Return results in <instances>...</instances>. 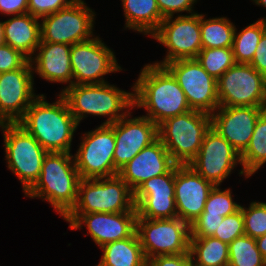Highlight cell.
I'll use <instances>...</instances> for the list:
<instances>
[{
  "instance_id": "cell-46",
  "label": "cell",
  "mask_w": 266,
  "mask_h": 266,
  "mask_svg": "<svg viewBox=\"0 0 266 266\" xmlns=\"http://www.w3.org/2000/svg\"><path fill=\"white\" fill-rule=\"evenodd\" d=\"M261 20L263 21V23L265 25V30H266V18H262Z\"/></svg>"
},
{
  "instance_id": "cell-24",
  "label": "cell",
  "mask_w": 266,
  "mask_h": 266,
  "mask_svg": "<svg viewBox=\"0 0 266 266\" xmlns=\"http://www.w3.org/2000/svg\"><path fill=\"white\" fill-rule=\"evenodd\" d=\"M39 18L30 13L16 15L4 21L5 44L20 51L29 60L41 42Z\"/></svg>"
},
{
  "instance_id": "cell-26",
  "label": "cell",
  "mask_w": 266,
  "mask_h": 266,
  "mask_svg": "<svg viewBox=\"0 0 266 266\" xmlns=\"http://www.w3.org/2000/svg\"><path fill=\"white\" fill-rule=\"evenodd\" d=\"M124 16L126 18L125 28L133 29L152 35L163 21L156 0H121Z\"/></svg>"
},
{
  "instance_id": "cell-13",
  "label": "cell",
  "mask_w": 266,
  "mask_h": 266,
  "mask_svg": "<svg viewBox=\"0 0 266 266\" xmlns=\"http://www.w3.org/2000/svg\"><path fill=\"white\" fill-rule=\"evenodd\" d=\"M185 93L191 110L209 115L219 107L217 80L208 74L197 59H181L164 65Z\"/></svg>"
},
{
  "instance_id": "cell-40",
  "label": "cell",
  "mask_w": 266,
  "mask_h": 266,
  "mask_svg": "<svg viewBox=\"0 0 266 266\" xmlns=\"http://www.w3.org/2000/svg\"><path fill=\"white\" fill-rule=\"evenodd\" d=\"M147 266H194L189 253L160 255L148 259Z\"/></svg>"
},
{
  "instance_id": "cell-28",
  "label": "cell",
  "mask_w": 266,
  "mask_h": 266,
  "mask_svg": "<svg viewBox=\"0 0 266 266\" xmlns=\"http://www.w3.org/2000/svg\"><path fill=\"white\" fill-rule=\"evenodd\" d=\"M240 175L245 178L252 176L266 163V112L263 111L257 119L252 138L247 148L240 154Z\"/></svg>"
},
{
  "instance_id": "cell-22",
  "label": "cell",
  "mask_w": 266,
  "mask_h": 266,
  "mask_svg": "<svg viewBox=\"0 0 266 266\" xmlns=\"http://www.w3.org/2000/svg\"><path fill=\"white\" fill-rule=\"evenodd\" d=\"M175 163L158 138L143 148L118 172V175L134 192L146 180L167 173Z\"/></svg>"
},
{
  "instance_id": "cell-3",
  "label": "cell",
  "mask_w": 266,
  "mask_h": 266,
  "mask_svg": "<svg viewBox=\"0 0 266 266\" xmlns=\"http://www.w3.org/2000/svg\"><path fill=\"white\" fill-rule=\"evenodd\" d=\"M80 179L71 153L48 152L39 179L25 196L46 200L64 218L76 204Z\"/></svg>"
},
{
  "instance_id": "cell-30",
  "label": "cell",
  "mask_w": 266,
  "mask_h": 266,
  "mask_svg": "<svg viewBox=\"0 0 266 266\" xmlns=\"http://www.w3.org/2000/svg\"><path fill=\"white\" fill-rule=\"evenodd\" d=\"M235 28L233 37V54L236 63L250 64L258 43L265 30V25L261 19L250 24L246 28L236 32Z\"/></svg>"
},
{
  "instance_id": "cell-15",
  "label": "cell",
  "mask_w": 266,
  "mask_h": 266,
  "mask_svg": "<svg viewBox=\"0 0 266 266\" xmlns=\"http://www.w3.org/2000/svg\"><path fill=\"white\" fill-rule=\"evenodd\" d=\"M237 163L241 165L240 153L211 127L203 138L198 154L188 165L205 180L220 186Z\"/></svg>"
},
{
  "instance_id": "cell-17",
  "label": "cell",
  "mask_w": 266,
  "mask_h": 266,
  "mask_svg": "<svg viewBox=\"0 0 266 266\" xmlns=\"http://www.w3.org/2000/svg\"><path fill=\"white\" fill-rule=\"evenodd\" d=\"M137 211L121 213H68L64 220L72 230L82 229L85 224L93 241L101 248L103 245L123 240L136 231Z\"/></svg>"
},
{
  "instance_id": "cell-16",
  "label": "cell",
  "mask_w": 266,
  "mask_h": 266,
  "mask_svg": "<svg viewBox=\"0 0 266 266\" xmlns=\"http://www.w3.org/2000/svg\"><path fill=\"white\" fill-rule=\"evenodd\" d=\"M30 60L21 68L0 73V123H17L39 96L33 90Z\"/></svg>"
},
{
  "instance_id": "cell-41",
  "label": "cell",
  "mask_w": 266,
  "mask_h": 266,
  "mask_svg": "<svg viewBox=\"0 0 266 266\" xmlns=\"http://www.w3.org/2000/svg\"><path fill=\"white\" fill-rule=\"evenodd\" d=\"M250 65L266 77V31L258 43Z\"/></svg>"
},
{
  "instance_id": "cell-27",
  "label": "cell",
  "mask_w": 266,
  "mask_h": 266,
  "mask_svg": "<svg viewBox=\"0 0 266 266\" xmlns=\"http://www.w3.org/2000/svg\"><path fill=\"white\" fill-rule=\"evenodd\" d=\"M189 252L194 266L229 265L228 244L213 236L190 237Z\"/></svg>"
},
{
  "instance_id": "cell-21",
  "label": "cell",
  "mask_w": 266,
  "mask_h": 266,
  "mask_svg": "<svg viewBox=\"0 0 266 266\" xmlns=\"http://www.w3.org/2000/svg\"><path fill=\"white\" fill-rule=\"evenodd\" d=\"M263 111L262 107L219 106L211 114V127L241 154L249 145L257 119Z\"/></svg>"
},
{
  "instance_id": "cell-25",
  "label": "cell",
  "mask_w": 266,
  "mask_h": 266,
  "mask_svg": "<svg viewBox=\"0 0 266 266\" xmlns=\"http://www.w3.org/2000/svg\"><path fill=\"white\" fill-rule=\"evenodd\" d=\"M103 255L96 266H147L148 260L136 231L128 238L101 247Z\"/></svg>"
},
{
  "instance_id": "cell-1",
  "label": "cell",
  "mask_w": 266,
  "mask_h": 266,
  "mask_svg": "<svg viewBox=\"0 0 266 266\" xmlns=\"http://www.w3.org/2000/svg\"><path fill=\"white\" fill-rule=\"evenodd\" d=\"M132 90L134 107L145 108V116L156 125L191 110L185 93L165 66L146 64Z\"/></svg>"
},
{
  "instance_id": "cell-23",
  "label": "cell",
  "mask_w": 266,
  "mask_h": 266,
  "mask_svg": "<svg viewBox=\"0 0 266 266\" xmlns=\"http://www.w3.org/2000/svg\"><path fill=\"white\" fill-rule=\"evenodd\" d=\"M39 53L30 59L33 72L49 82L69 83L73 85L70 62L71 45L51 42H40ZM35 64V66H33Z\"/></svg>"
},
{
  "instance_id": "cell-2",
  "label": "cell",
  "mask_w": 266,
  "mask_h": 266,
  "mask_svg": "<svg viewBox=\"0 0 266 266\" xmlns=\"http://www.w3.org/2000/svg\"><path fill=\"white\" fill-rule=\"evenodd\" d=\"M54 103L39 95L17 122L30 133L47 152L70 153L78 123L70 112L66 99L59 94Z\"/></svg>"
},
{
  "instance_id": "cell-39",
  "label": "cell",
  "mask_w": 266,
  "mask_h": 266,
  "mask_svg": "<svg viewBox=\"0 0 266 266\" xmlns=\"http://www.w3.org/2000/svg\"><path fill=\"white\" fill-rule=\"evenodd\" d=\"M160 13L163 18L173 17L175 13L188 12L189 15L195 14L193 11V4L197 0H156Z\"/></svg>"
},
{
  "instance_id": "cell-6",
  "label": "cell",
  "mask_w": 266,
  "mask_h": 266,
  "mask_svg": "<svg viewBox=\"0 0 266 266\" xmlns=\"http://www.w3.org/2000/svg\"><path fill=\"white\" fill-rule=\"evenodd\" d=\"M136 211L134 192L119 176L80 179L77 201L69 213Z\"/></svg>"
},
{
  "instance_id": "cell-38",
  "label": "cell",
  "mask_w": 266,
  "mask_h": 266,
  "mask_svg": "<svg viewBox=\"0 0 266 266\" xmlns=\"http://www.w3.org/2000/svg\"><path fill=\"white\" fill-rule=\"evenodd\" d=\"M29 59L7 44L0 46V73L21 68Z\"/></svg>"
},
{
  "instance_id": "cell-4",
  "label": "cell",
  "mask_w": 266,
  "mask_h": 266,
  "mask_svg": "<svg viewBox=\"0 0 266 266\" xmlns=\"http://www.w3.org/2000/svg\"><path fill=\"white\" fill-rule=\"evenodd\" d=\"M60 94L66 99L70 112L78 124L83 118L88 117L86 116L88 114L108 116V120L102 124H112L134 108L133 92L120 90L108 82L73 84L66 86ZM125 108L126 110L123 112Z\"/></svg>"
},
{
  "instance_id": "cell-12",
  "label": "cell",
  "mask_w": 266,
  "mask_h": 266,
  "mask_svg": "<svg viewBox=\"0 0 266 266\" xmlns=\"http://www.w3.org/2000/svg\"><path fill=\"white\" fill-rule=\"evenodd\" d=\"M172 18H164L151 35L167 47L168 51L163 61L154 64L164 66L176 60L196 59L202 49L200 14L178 15L174 20Z\"/></svg>"
},
{
  "instance_id": "cell-36",
  "label": "cell",
  "mask_w": 266,
  "mask_h": 266,
  "mask_svg": "<svg viewBox=\"0 0 266 266\" xmlns=\"http://www.w3.org/2000/svg\"><path fill=\"white\" fill-rule=\"evenodd\" d=\"M223 216L209 213L201 215L190 224V237H209L223 221Z\"/></svg>"
},
{
  "instance_id": "cell-20",
  "label": "cell",
  "mask_w": 266,
  "mask_h": 266,
  "mask_svg": "<svg viewBox=\"0 0 266 266\" xmlns=\"http://www.w3.org/2000/svg\"><path fill=\"white\" fill-rule=\"evenodd\" d=\"M214 186L189 165L175 164L174 198L178 218L189 225L196 220L203 212Z\"/></svg>"
},
{
  "instance_id": "cell-19",
  "label": "cell",
  "mask_w": 266,
  "mask_h": 266,
  "mask_svg": "<svg viewBox=\"0 0 266 266\" xmlns=\"http://www.w3.org/2000/svg\"><path fill=\"white\" fill-rule=\"evenodd\" d=\"M131 117L130 112L123 118L109 124L114 129L115 151L114 166L119 171L143 148L155 142L158 136V125L146 116Z\"/></svg>"
},
{
  "instance_id": "cell-18",
  "label": "cell",
  "mask_w": 266,
  "mask_h": 266,
  "mask_svg": "<svg viewBox=\"0 0 266 266\" xmlns=\"http://www.w3.org/2000/svg\"><path fill=\"white\" fill-rule=\"evenodd\" d=\"M175 165L165 174L152 177L134 191L137 218L178 217L174 198Z\"/></svg>"
},
{
  "instance_id": "cell-31",
  "label": "cell",
  "mask_w": 266,
  "mask_h": 266,
  "mask_svg": "<svg viewBox=\"0 0 266 266\" xmlns=\"http://www.w3.org/2000/svg\"><path fill=\"white\" fill-rule=\"evenodd\" d=\"M228 266H266V261L258 250L256 240L242 235L228 244Z\"/></svg>"
},
{
  "instance_id": "cell-9",
  "label": "cell",
  "mask_w": 266,
  "mask_h": 266,
  "mask_svg": "<svg viewBox=\"0 0 266 266\" xmlns=\"http://www.w3.org/2000/svg\"><path fill=\"white\" fill-rule=\"evenodd\" d=\"M95 13L83 0L42 17L41 42L73 45L93 38Z\"/></svg>"
},
{
  "instance_id": "cell-44",
  "label": "cell",
  "mask_w": 266,
  "mask_h": 266,
  "mask_svg": "<svg viewBox=\"0 0 266 266\" xmlns=\"http://www.w3.org/2000/svg\"><path fill=\"white\" fill-rule=\"evenodd\" d=\"M5 44L4 38V22H0V46Z\"/></svg>"
},
{
  "instance_id": "cell-14",
  "label": "cell",
  "mask_w": 266,
  "mask_h": 266,
  "mask_svg": "<svg viewBox=\"0 0 266 266\" xmlns=\"http://www.w3.org/2000/svg\"><path fill=\"white\" fill-rule=\"evenodd\" d=\"M73 84L106 83L104 76L121 71L114 52L99 37L71 45Z\"/></svg>"
},
{
  "instance_id": "cell-35",
  "label": "cell",
  "mask_w": 266,
  "mask_h": 266,
  "mask_svg": "<svg viewBox=\"0 0 266 266\" xmlns=\"http://www.w3.org/2000/svg\"><path fill=\"white\" fill-rule=\"evenodd\" d=\"M242 235H245V230L244 218L240 208L233 214L225 216L221 224L218 226V229L215 230V233L212 236L222 242L229 244L234 239Z\"/></svg>"
},
{
  "instance_id": "cell-11",
  "label": "cell",
  "mask_w": 266,
  "mask_h": 266,
  "mask_svg": "<svg viewBox=\"0 0 266 266\" xmlns=\"http://www.w3.org/2000/svg\"><path fill=\"white\" fill-rule=\"evenodd\" d=\"M219 106L264 108L266 77L250 64L235 63L217 80Z\"/></svg>"
},
{
  "instance_id": "cell-10",
  "label": "cell",
  "mask_w": 266,
  "mask_h": 266,
  "mask_svg": "<svg viewBox=\"0 0 266 266\" xmlns=\"http://www.w3.org/2000/svg\"><path fill=\"white\" fill-rule=\"evenodd\" d=\"M74 154L75 165L81 179H95L118 175L114 166L115 134L109 124H101L81 137Z\"/></svg>"
},
{
  "instance_id": "cell-7",
  "label": "cell",
  "mask_w": 266,
  "mask_h": 266,
  "mask_svg": "<svg viewBox=\"0 0 266 266\" xmlns=\"http://www.w3.org/2000/svg\"><path fill=\"white\" fill-rule=\"evenodd\" d=\"M0 128L4 133L7 167L21 181L26 193L39 179L48 152L18 123H0Z\"/></svg>"
},
{
  "instance_id": "cell-5",
  "label": "cell",
  "mask_w": 266,
  "mask_h": 266,
  "mask_svg": "<svg viewBox=\"0 0 266 266\" xmlns=\"http://www.w3.org/2000/svg\"><path fill=\"white\" fill-rule=\"evenodd\" d=\"M210 128L211 115L190 110L160 123L158 136L175 164L188 165L198 154Z\"/></svg>"
},
{
  "instance_id": "cell-33",
  "label": "cell",
  "mask_w": 266,
  "mask_h": 266,
  "mask_svg": "<svg viewBox=\"0 0 266 266\" xmlns=\"http://www.w3.org/2000/svg\"><path fill=\"white\" fill-rule=\"evenodd\" d=\"M219 187V185L214 186L209 193L202 213L225 217L240 209L241 205L234 202L232 199L230 188L221 191Z\"/></svg>"
},
{
  "instance_id": "cell-32",
  "label": "cell",
  "mask_w": 266,
  "mask_h": 266,
  "mask_svg": "<svg viewBox=\"0 0 266 266\" xmlns=\"http://www.w3.org/2000/svg\"><path fill=\"white\" fill-rule=\"evenodd\" d=\"M210 76L218 80L236 62L231 48H202L196 57Z\"/></svg>"
},
{
  "instance_id": "cell-8",
  "label": "cell",
  "mask_w": 266,
  "mask_h": 266,
  "mask_svg": "<svg viewBox=\"0 0 266 266\" xmlns=\"http://www.w3.org/2000/svg\"><path fill=\"white\" fill-rule=\"evenodd\" d=\"M136 233L146 259L189 253L190 225L182 219L136 218Z\"/></svg>"
},
{
  "instance_id": "cell-43",
  "label": "cell",
  "mask_w": 266,
  "mask_h": 266,
  "mask_svg": "<svg viewBox=\"0 0 266 266\" xmlns=\"http://www.w3.org/2000/svg\"><path fill=\"white\" fill-rule=\"evenodd\" d=\"M255 240L258 250L266 261V233L263 236L256 238Z\"/></svg>"
},
{
  "instance_id": "cell-29",
  "label": "cell",
  "mask_w": 266,
  "mask_h": 266,
  "mask_svg": "<svg viewBox=\"0 0 266 266\" xmlns=\"http://www.w3.org/2000/svg\"><path fill=\"white\" fill-rule=\"evenodd\" d=\"M200 14L202 48H231L235 25L226 17L204 19Z\"/></svg>"
},
{
  "instance_id": "cell-42",
  "label": "cell",
  "mask_w": 266,
  "mask_h": 266,
  "mask_svg": "<svg viewBox=\"0 0 266 266\" xmlns=\"http://www.w3.org/2000/svg\"><path fill=\"white\" fill-rule=\"evenodd\" d=\"M0 12L4 15L28 13V0H0Z\"/></svg>"
},
{
  "instance_id": "cell-34",
  "label": "cell",
  "mask_w": 266,
  "mask_h": 266,
  "mask_svg": "<svg viewBox=\"0 0 266 266\" xmlns=\"http://www.w3.org/2000/svg\"><path fill=\"white\" fill-rule=\"evenodd\" d=\"M244 218L245 235L254 239L266 233V203L251 202L249 208L240 207Z\"/></svg>"
},
{
  "instance_id": "cell-45",
  "label": "cell",
  "mask_w": 266,
  "mask_h": 266,
  "mask_svg": "<svg viewBox=\"0 0 266 266\" xmlns=\"http://www.w3.org/2000/svg\"><path fill=\"white\" fill-rule=\"evenodd\" d=\"M255 2L256 5H262L263 7H266V0H252Z\"/></svg>"
},
{
  "instance_id": "cell-37",
  "label": "cell",
  "mask_w": 266,
  "mask_h": 266,
  "mask_svg": "<svg viewBox=\"0 0 266 266\" xmlns=\"http://www.w3.org/2000/svg\"><path fill=\"white\" fill-rule=\"evenodd\" d=\"M73 1L75 0H28V13L40 19L67 7Z\"/></svg>"
}]
</instances>
